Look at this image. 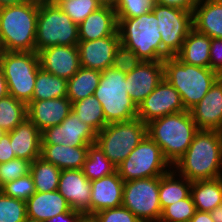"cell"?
Returning <instances> with one entry per match:
<instances>
[{
  "label": "cell",
  "instance_id": "cell-1",
  "mask_svg": "<svg viewBox=\"0 0 222 222\" xmlns=\"http://www.w3.org/2000/svg\"><path fill=\"white\" fill-rule=\"evenodd\" d=\"M172 168L191 182L222 177V131L199 130Z\"/></svg>",
  "mask_w": 222,
  "mask_h": 222
},
{
  "label": "cell",
  "instance_id": "cell-2",
  "mask_svg": "<svg viewBox=\"0 0 222 222\" xmlns=\"http://www.w3.org/2000/svg\"><path fill=\"white\" fill-rule=\"evenodd\" d=\"M198 131L190 111L186 110L147 124V135L161 148L171 166L184 155Z\"/></svg>",
  "mask_w": 222,
  "mask_h": 222
},
{
  "label": "cell",
  "instance_id": "cell-3",
  "mask_svg": "<svg viewBox=\"0 0 222 222\" xmlns=\"http://www.w3.org/2000/svg\"><path fill=\"white\" fill-rule=\"evenodd\" d=\"M38 12L32 3L0 8L1 51L35 52Z\"/></svg>",
  "mask_w": 222,
  "mask_h": 222
},
{
  "label": "cell",
  "instance_id": "cell-4",
  "mask_svg": "<svg viewBox=\"0 0 222 222\" xmlns=\"http://www.w3.org/2000/svg\"><path fill=\"white\" fill-rule=\"evenodd\" d=\"M164 78L178 91L186 111L207 94L220 74L210 67L188 65L176 56L163 60Z\"/></svg>",
  "mask_w": 222,
  "mask_h": 222
},
{
  "label": "cell",
  "instance_id": "cell-5",
  "mask_svg": "<svg viewBox=\"0 0 222 222\" xmlns=\"http://www.w3.org/2000/svg\"><path fill=\"white\" fill-rule=\"evenodd\" d=\"M117 20L120 44L134 50L142 61H159L170 56L162 48L161 33L153 11L139 17Z\"/></svg>",
  "mask_w": 222,
  "mask_h": 222
},
{
  "label": "cell",
  "instance_id": "cell-6",
  "mask_svg": "<svg viewBox=\"0 0 222 222\" xmlns=\"http://www.w3.org/2000/svg\"><path fill=\"white\" fill-rule=\"evenodd\" d=\"M126 74L109 67L101 72L94 96L101 103L107 124L137 118V106L127 93Z\"/></svg>",
  "mask_w": 222,
  "mask_h": 222
},
{
  "label": "cell",
  "instance_id": "cell-7",
  "mask_svg": "<svg viewBox=\"0 0 222 222\" xmlns=\"http://www.w3.org/2000/svg\"><path fill=\"white\" fill-rule=\"evenodd\" d=\"M0 64L10 96L28 105L33 97L40 61L35 52L0 51Z\"/></svg>",
  "mask_w": 222,
  "mask_h": 222
},
{
  "label": "cell",
  "instance_id": "cell-8",
  "mask_svg": "<svg viewBox=\"0 0 222 222\" xmlns=\"http://www.w3.org/2000/svg\"><path fill=\"white\" fill-rule=\"evenodd\" d=\"M79 42L78 25L53 3L39 5L35 51L56 45L73 46Z\"/></svg>",
  "mask_w": 222,
  "mask_h": 222
},
{
  "label": "cell",
  "instance_id": "cell-9",
  "mask_svg": "<svg viewBox=\"0 0 222 222\" xmlns=\"http://www.w3.org/2000/svg\"><path fill=\"white\" fill-rule=\"evenodd\" d=\"M147 135V124L141 119L107 124L96 136L95 144L117 167Z\"/></svg>",
  "mask_w": 222,
  "mask_h": 222
},
{
  "label": "cell",
  "instance_id": "cell-10",
  "mask_svg": "<svg viewBox=\"0 0 222 222\" xmlns=\"http://www.w3.org/2000/svg\"><path fill=\"white\" fill-rule=\"evenodd\" d=\"M161 148L146 135L129 156L117 166V172L124 181L148 177H160L171 170Z\"/></svg>",
  "mask_w": 222,
  "mask_h": 222
},
{
  "label": "cell",
  "instance_id": "cell-11",
  "mask_svg": "<svg viewBox=\"0 0 222 222\" xmlns=\"http://www.w3.org/2000/svg\"><path fill=\"white\" fill-rule=\"evenodd\" d=\"M160 177L124 182L122 205L141 222H159L162 209L159 201Z\"/></svg>",
  "mask_w": 222,
  "mask_h": 222
},
{
  "label": "cell",
  "instance_id": "cell-12",
  "mask_svg": "<svg viewBox=\"0 0 222 222\" xmlns=\"http://www.w3.org/2000/svg\"><path fill=\"white\" fill-rule=\"evenodd\" d=\"M152 11L157 17L162 48L170 56H175L193 28V12L161 4H155Z\"/></svg>",
  "mask_w": 222,
  "mask_h": 222
},
{
  "label": "cell",
  "instance_id": "cell-13",
  "mask_svg": "<svg viewBox=\"0 0 222 222\" xmlns=\"http://www.w3.org/2000/svg\"><path fill=\"white\" fill-rule=\"evenodd\" d=\"M185 111L178 91L164 78L138 105L137 118L145 124L150 121Z\"/></svg>",
  "mask_w": 222,
  "mask_h": 222
},
{
  "label": "cell",
  "instance_id": "cell-14",
  "mask_svg": "<svg viewBox=\"0 0 222 222\" xmlns=\"http://www.w3.org/2000/svg\"><path fill=\"white\" fill-rule=\"evenodd\" d=\"M97 132L80 121L73 111L56 126L41 132V144H63L70 147L89 146L96 141Z\"/></svg>",
  "mask_w": 222,
  "mask_h": 222
},
{
  "label": "cell",
  "instance_id": "cell-15",
  "mask_svg": "<svg viewBox=\"0 0 222 222\" xmlns=\"http://www.w3.org/2000/svg\"><path fill=\"white\" fill-rule=\"evenodd\" d=\"M163 79V60L142 61L133 71L126 74L127 93L138 107Z\"/></svg>",
  "mask_w": 222,
  "mask_h": 222
},
{
  "label": "cell",
  "instance_id": "cell-16",
  "mask_svg": "<svg viewBox=\"0 0 222 222\" xmlns=\"http://www.w3.org/2000/svg\"><path fill=\"white\" fill-rule=\"evenodd\" d=\"M57 190L71 209L90 216L91 181L82 169L61 170Z\"/></svg>",
  "mask_w": 222,
  "mask_h": 222
},
{
  "label": "cell",
  "instance_id": "cell-17",
  "mask_svg": "<svg viewBox=\"0 0 222 222\" xmlns=\"http://www.w3.org/2000/svg\"><path fill=\"white\" fill-rule=\"evenodd\" d=\"M119 45V32L92 41H79L77 47L81 67L101 72L112 67L114 53Z\"/></svg>",
  "mask_w": 222,
  "mask_h": 222
},
{
  "label": "cell",
  "instance_id": "cell-18",
  "mask_svg": "<svg viewBox=\"0 0 222 222\" xmlns=\"http://www.w3.org/2000/svg\"><path fill=\"white\" fill-rule=\"evenodd\" d=\"M40 67L55 76L69 80L80 68L77 45H56L38 52Z\"/></svg>",
  "mask_w": 222,
  "mask_h": 222
},
{
  "label": "cell",
  "instance_id": "cell-19",
  "mask_svg": "<svg viewBox=\"0 0 222 222\" xmlns=\"http://www.w3.org/2000/svg\"><path fill=\"white\" fill-rule=\"evenodd\" d=\"M190 113L198 130L222 131V82L219 79Z\"/></svg>",
  "mask_w": 222,
  "mask_h": 222
},
{
  "label": "cell",
  "instance_id": "cell-20",
  "mask_svg": "<svg viewBox=\"0 0 222 222\" xmlns=\"http://www.w3.org/2000/svg\"><path fill=\"white\" fill-rule=\"evenodd\" d=\"M72 111L67 97L49 100H31L27 105V118L42 132L46 128L61 124Z\"/></svg>",
  "mask_w": 222,
  "mask_h": 222
},
{
  "label": "cell",
  "instance_id": "cell-21",
  "mask_svg": "<svg viewBox=\"0 0 222 222\" xmlns=\"http://www.w3.org/2000/svg\"><path fill=\"white\" fill-rule=\"evenodd\" d=\"M124 181L118 172L91 181L90 216L122 205Z\"/></svg>",
  "mask_w": 222,
  "mask_h": 222
},
{
  "label": "cell",
  "instance_id": "cell-22",
  "mask_svg": "<svg viewBox=\"0 0 222 222\" xmlns=\"http://www.w3.org/2000/svg\"><path fill=\"white\" fill-rule=\"evenodd\" d=\"M9 136L16 158L33 162L41 157V131L28 118L9 132Z\"/></svg>",
  "mask_w": 222,
  "mask_h": 222
},
{
  "label": "cell",
  "instance_id": "cell-23",
  "mask_svg": "<svg viewBox=\"0 0 222 222\" xmlns=\"http://www.w3.org/2000/svg\"><path fill=\"white\" fill-rule=\"evenodd\" d=\"M118 32L115 9L100 7L89 14L79 25V41H92Z\"/></svg>",
  "mask_w": 222,
  "mask_h": 222
},
{
  "label": "cell",
  "instance_id": "cell-24",
  "mask_svg": "<svg viewBox=\"0 0 222 222\" xmlns=\"http://www.w3.org/2000/svg\"><path fill=\"white\" fill-rule=\"evenodd\" d=\"M70 210L68 202L58 190L47 193L35 192L26 201L27 217L42 222Z\"/></svg>",
  "mask_w": 222,
  "mask_h": 222
},
{
  "label": "cell",
  "instance_id": "cell-25",
  "mask_svg": "<svg viewBox=\"0 0 222 222\" xmlns=\"http://www.w3.org/2000/svg\"><path fill=\"white\" fill-rule=\"evenodd\" d=\"M193 28L210 38L222 39V0H201L193 11Z\"/></svg>",
  "mask_w": 222,
  "mask_h": 222
},
{
  "label": "cell",
  "instance_id": "cell-26",
  "mask_svg": "<svg viewBox=\"0 0 222 222\" xmlns=\"http://www.w3.org/2000/svg\"><path fill=\"white\" fill-rule=\"evenodd\" d=\"M89 146L41 144V158L61 170L83 169Z\"/></svg>",
  "mask_w": 222,
  "mask_h": 222
},
{
  "label": "cell",
  "instance_id": "cell-27",
  "mask_svg": "<svg viewBox=\"0 0 222 222\" xmlns=\"http://www.w3.org/2000/svg\"><path fill=\"white\" fill-rule=\"evenodd\" d=\"M210 45L209 36L192 28L175 56L188 65L210 67Z\"/></svg>",
  "mask_w": 222,
  "mask_h": 222
},
{
  "label": "cell",
  "instance_id": "cell-28",
  "mask_svg": "<svg viewBox=\"0 0 222 222\" xmlns=\"http://www.w3.org/2000/svg\"><path fill=\"white\" fill-rule=\"evenodd\" d=\"M191 196L197 211L211 212L221 206L222 177L192 182Z\"/></svg>",
  "mask_w": 222,
  "mask_h": 222
},
{
  "label": "cell",
  "instance_id": "cell-29",
  "mask_svg": "<svg viewBox=\"0 0 222 222\" xmlns=\"http://www.w3.org/2000/svg\"><path fill=\"white\" fill-rule=\"evenodd\" d=\"M191 185V181L178 175L173 168L160 176L159 201L161 209L163 210L179 200L188 198L191 195Z\"/></svg>",
  "mask_w": 222,
  "mask_h": 222
},
{
  "label": "cell",
  "instance_id": "cell-30",
  "mask_svg": "<svg viewBox=\"0 0 222 222\" xmlns=\"http://www.w3.org/2000/svg\"><path fill=\"white\" fill-rule=\"evenodd\" d=\"M101 71L81 67L67 80V98L71 103L92 96L99 85Z\"/></svg>",
  "mask_w": 222,
  "mask_h": 222
},
{
  "label": "cell",
  "instance_id": "cell-31",
  "mask_svg": "<svg viewBox=\"0 0 222 222\" xmlns=\"http://www.w3.org/2000/svg\"><path fill=\"white\" fill-rule=\"evenodd\" d=\"M66 96L67 80L46 72L40 67L35 80L32 100H49Z\"/></svg>",
  "mask_w": 222,
  "mask_h": 222
},
{
  "label": "cell",
  "instance_id": "cell-32",
  "mask_svg": "<svg viewBox=\"0 0 222 222\" xmlns=\"http://www.w3.org/2000/svg\"><path fill=\"white\" fill-rule=\"evenodd\" d=\"M61 169L45 161L43 158H36L31 163L30 174L34 181L35 191L47 193L57 191L60 180Z\"/></svg>",
  "mask_w": 222,
  "mask_h": 222
},
{
  "label": "cell",
  "instance_id": "cell-33",
  "mask_svg": "<svg viewBox=\"0 0 222 222\" xmlns=\"http://www.w3.org/2000/svg\"><path fill=\"white\" fill-rule=\"evenodd\" d=\"M72 111L97 133L107 125L101 103L94 95L73 102Z\"/></svg>",
  "mask_w": 222,
  "mask_h": 222
},
{
  "label": "cell",
  "instance_id": "cell-34",
  "mask_svg": "<svg viewBox=\"0 0 222 222\" xmlns=\"http://www.w3.org/2000/svg\"><path fill=\"white\" fill-rule=\"evenodd\" d=\"M84 175L89 181L100 179L117 171V167L106 157L98 145L91 144L83 166Z\"/></svg>",
  "mask_w": 222,
  "mask_h": 222
},
{
  "label": "cell",
  "instance_id": "cell-35",
  "mask_svg": "<svg viewBox=\"0 0 222 222\" xmlns=\"http://www.w3.org/2000/svg\"><path fill=\"white\" fill-rule=\"evenodd\" d=\"M27 118V105L13 96L0 99V129L11 132Z\"/></svg>",
  "mask_w": 222,
  "mask_h": 222
},
{
  "label": "cell",
  "instance_id": "cell-36",
  "mask_svg": "<svg viewBox=\"0 0 222 222\" xmlns=\"http://www.w3.org/2000/svg\"><path fill=\"white\" fill-rule=\"evenodd\" d=\"M196 211L192 196L173 203L162 210L159 222H189Z\"/></svg>",
  "mask_w": 222,
  "mask_h": 222
},
{
  "label": "cell",
  "instance_id": "cell-37",
  "mask_svg": "<svg viewBox=\"0 0 222 222\" xmlns=\"http://www.w3.org/2000/svg\"><path fill=\"white\" fill-rule=\"evenodd\" d=\"M26 217V202L0 191V222H23Z\"/></svg>",
  "mask_w": 222,
  "mask_h": 222
},
{
  "label": "cell",
  "instance_id": "cell-38",
  "mask_svg": "<svg viewBox=\"0 0 222 222\" xmlns=\"http://www.w3.org/2000/svg\"><path fill=\"white\" fill-rule=\"evenodd\" d=\"M58 6L77 25L101 7L96 0H70L61 2Z\"/></svg>",
  "mask_w": 222,
  "mask_h": 222
},
{
  "label": "cell",
  "instance_id": "cell-39",
  "mask_svg": "<svg viewBox=\"0 0 222 222\" xmlns=\"http://www.w3.org/2000/svg\"><path fill=\"white\" fill-rule=\"evenodd\" d=\"M0 191L6 196L25 202L36 192L30 173L5 183Z\"/></svg>",
  "mask_w": 222,
  "mask_h": 222
},
{
  "label": "cell",
  "instance_id": "cell-40",
  "mask_svg": "<svg viewBox=\"0 0 222 222\" xmlns=\"http://www.w3.org/2000/svg\"><path fill=\"white\" fill-rule=\"evenodd\" d=\"M155 0H118L115 8L117 19L135 18L152 11Z\"/></svg>",
  "mask_w": 222,
  "mask_h": 222
},
{
  "label": "cell",
  "instance_id": "cell-41",
  "mask_svg": "<svg viewBox=\"0 0 222 222\" xmlns=\"http://www.w3.org/2000/svg\"><path fill=\"white\" fill-rule=\"evenodd\" d=\"M31 163V161L22 158H14L8 162L1 163V189L5 183L29 174Z\"/></svg>",
  "mask_w": 222,
  "mask_h": 222
},
{
  "label": "cell",
  "instance_id": "cell-42",
  "mask_svg": "<svg viewBox=\"0 0 222 222\" xmlns=\"http://www.w3.org/2000/svg\"><path fill=\"white\" fill-rule=\"evenodd\" d=\"M142 60L134 52V50L128 49L120 44L114 53L112 67L117 71L128 74L133 71Z\"/></svg>",
  "mask_w": 222,
  "mask_h": 222
},
{
  "label": "cell",
  "instance_id": "cell-43",
  "mask_svg": "<svg viewBox=\"0 0 222 222\" xmlns=\"http://www.w3.org/2000/svg\"><path fill=\"white\" fill-rule=\"evenodd\" d=\"M97 222H141L130 210L123 205L107 208L92 215Z\"/></svg>",
  "mask_w": 222,
  "mask_h": 222
},
{
  "label": "cell",
  "instance_id": "cell-44",
  "mask_svg": "<svg viewBox=\"0 0 222 222\" xmlns=\"http://www.w3.org/2000/svg\"><path fill=\"white\" fill-rule=\"evenodd\" d=\"M210 68L217 73H222V39L211 38Z\"/></svg>",
  "mask_w": 222,
  "mask_h": 222
},
{
  "label": "cell",
  "instance_id": "cell-45",
  "mask_svg": "<svg viewBox=\"0 0 222 222\" xmlns=\"http://www.w3.org/2000/svg\"><path fill=\"white\" fill-rule=\"evenodd\" d=\"M12 149L9 132H4L0 137V164L16 158Z\"/></svg>",
  "mask_w": 222,
  "mask_h": 222
},
{
  "label": "cell",
  "instance_id": "cell-46",
  "mask_svg": "<svg viewBox=\"0 0 222 222\" xmlns=\"http://www.w3.org/2000/svg\"><path fill=\"white\" fill-rule=\"evenodd\" d=\"M201 0H155L156 4L166 5L175 8H181L186 11H194L195 6Z\"/></svg>",
  "mask_w": 222,
  "mask_h": 222
},
{
  "label": "cell",
  "instance_id": "cell-47",
  "mask_svg": "<svg viewBox=\"0 0 222 222\" xmlns=\"http://www.w3.org/2000/svg\"><path fill=\"white\" fill-rule=\"evenodd\" d=\"M84 215L80 211L71 209L69 212L56 215L44 222H80Z\"/></svg>",
  "mask_w": 222,
  "mask_h": 222
},
{
  "label": "cell",
  "instance_id": "cell-48",
  "mask_svg": "<svg viewBox=\"0 0 222 222\" xmlns=\"http://www.w3.org/2000/svg\"><path fill=\"white\" fill-rule=\"evenodd\" d=\"M189 222H214L210 212L195 211Z\"/></svg>",
  "mask_w": 222,
  "mask_h": 222
},
{
  "label": "cell",
  "instance_id": "cell-49",
  "mask_svg": "<svg viewBox=\"0 0 222 222\" xmlns=\"http://www.w3.org/2000/svg\"><path fill=\"white\" fill-rule=\"evenodd\" d=\"M9 95L7 82L3 74V70L0 64V99Z\"/></svg>",
  "mask_w": 222,
  "mask_h": 222
},
{
  "label": "cell",
  "instance_id": "cell-50",
  "mask_svg": "<svg viewBox=\"0 0 222 222\" xmlns=\"http://www.w3.org/2000/svg\"><path fill=\"white\" fill-rule=\"evenodd\" d=\"M27 3H29L28 0H0V8L5 6H13Z\"/></svg>",
  "mask_w": 222,
  "mask_h": 222
},
{
  "label": "cell",
  "instance_id": "cell-51",
  "mask_svg": "<svg viewBox=\"0 0 222 222\" xmlns=\"http://www.w3.org/2000/svg\"><path fill=\"white\" fill-rule=\"evenodd\" d=\"M210 214L214 222H222V205L213 209Z\"/></svg>",
  "mask_w": 222,
  "mask_h": 222
},
{
  "label": "cell",
  "instance_id": "cell-52",
  "mask_svg": "<svg viewBox=\"0 0 222 222\" xmlns=\"http://www.w3.org/2000/svg\"><path fill=\"white\" fill-rule=\"evenodd\" d=\"M96 1L101 7H109L112 9H115L118 4V0H96Z\"/></svg>",
  "mask_w": 222,
  "mask_h": 222
},
{
  "label": "cell",
  "instance_id": "cell-53",
  "mask_svg": "<svg viewBox=\"0 0 222 222\" xmlns=\"http://www.w3.org/2000/svg\"><path fill=\"white\" fill-rule=\"evenodd\" d=\"M28 2L36 5H44L54 3V0H28Z\"/></svg>",
  "mask_w": 222,
  "mask_h": 222
},
{
  "label": "cell",
  "instance_id": "cell-54",
  "mask_svg": "<svg viewBox=\"0 0 222 222\" xmlns=\"http://www.w3.org/2000/svg\"><path fill=\"white\" fill-rule=\"evenodd\" d=\"M80 222H97L93 216L84 215Z\"/></svg>",
  "mask_w": 222,
  "mask_h": 222
},
{
  "label": "cell",
  "instance_id": "cell-55",
  "mask_svg": "<svg viewBox=\"0 0 222 222\" xmlns=\"http://www.w3.org/2000/svg\"><path fill=\"white\" fill-rule=\"evenodd\" d=\"M23 222H42V221H38V220H35V219H33V218L26 217Z\"/></svg>",
  "mask_w": 222,
  "mask_h": 222
},
{
  "label": "cell",
  "instance_id": "cell-56",
  "mask_svg": "<svg viewBox=\"0 0 222 222\" xmlns=\"http://www.w3.org/2000/svg\"><path fill=\"white\" fill-rule=\"evenodd\" d=\"M70 1V0H54L53 4L59 5L61 2Z\"/></svg>",
  "mask_w": 222,
  "mask_h": 222
},
{
  "label": "cell",
  "instance_id": "cell-57",
  "mask_svg": "<svg viewBox=\"0 0 222 222\" xmlns=\"http://www.w3.org/2000/svg\"><path fill=\"white\" fill-rule=\"evenodd\" d=\"M219 80L222 82V73L219 76Z\"/></svg>",
  "mask_w": 222,
  "mask_h": 222
},
{
  "label": "cell",
  "instance_id": "cell-58",
  "mask_svg": "<svg viewBox=\"0 0 222 222\" xmlns=\"http://www.w3.org/2000/svg\"><path fill=\"white\" fill-rule=\"evenodd\" d=\"M4 132L0 129V137H1V135L3 134Z\"/></svg>",
  "mask_w": 222,
  "mask_h": 222
}]
</instances>
